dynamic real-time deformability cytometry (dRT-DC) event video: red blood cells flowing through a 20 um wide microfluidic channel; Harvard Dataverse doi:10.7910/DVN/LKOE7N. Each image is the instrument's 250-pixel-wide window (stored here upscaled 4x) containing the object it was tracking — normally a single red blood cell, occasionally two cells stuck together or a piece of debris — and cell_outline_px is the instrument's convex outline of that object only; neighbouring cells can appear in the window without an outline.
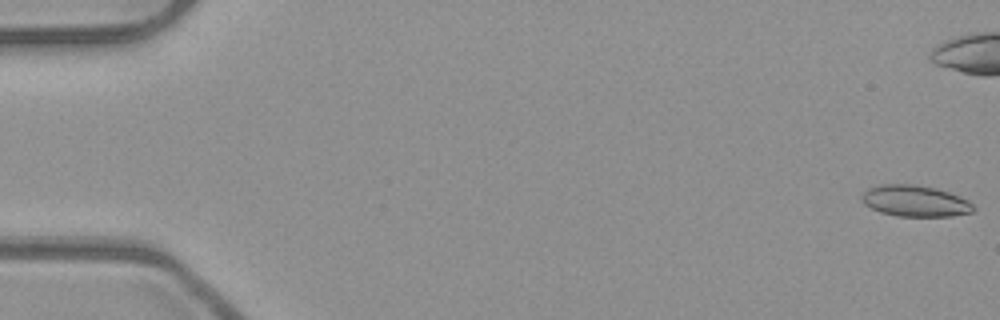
{"species": "common noctule bat (a hibernating species)", "species_latin": "Nyctalus noctula", "temperature_condition": "room temperature", "stored_images_in_passage": 54, "camera_frame_rate_fps": 3000, "um_per_image_px": 0.085, "animal": {"sex": "male", "body_mass_g": 23.1, "forearm_length_mm": 52.7}, "frame": {"image": 1, "passage_image": 1, "time_ms": 0.0, "image_size_px": [1000, 320], "cell_outline_px": [[976, 208], [972, 212], [952, 216], [896, 216], [880, 212], [864, 204], [860, 200], [864, 192], [868, 188], [884, 184], [912, 184], [936, 188], [960, 196], [968, 200]], "centroid_in_image_um": [77.79, 17.08], "position_along_channel_um": 7.2, "area_um2": 20.35}}
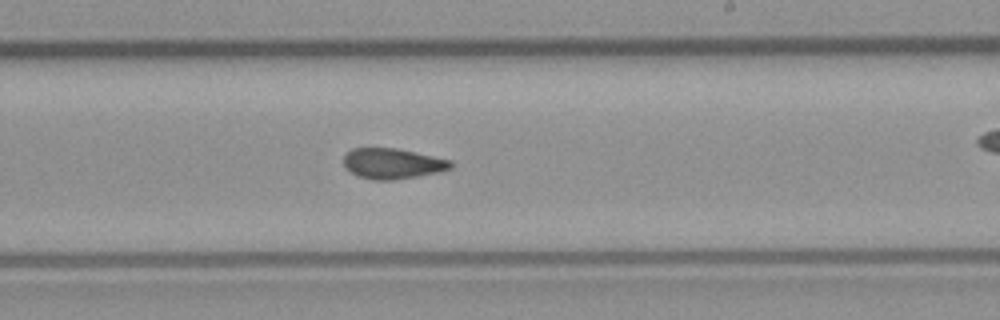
{"frame": {"image": 2, "passage_image": 32, "time_ms": 10.333, "image_size_px": [1000, 320], "cell_outline_px": [[452, 168], [436, 172], [416, 176], [392, 180], [372, 180], [360, 176], [352, 172], [344, 164], [344, 156], [352, 148], [396, 148], [452, 160]], "centroid_in_image_um": [33.37, 13.89], "position_along_channel_um": 255.6, "area_um2": 18.73}}
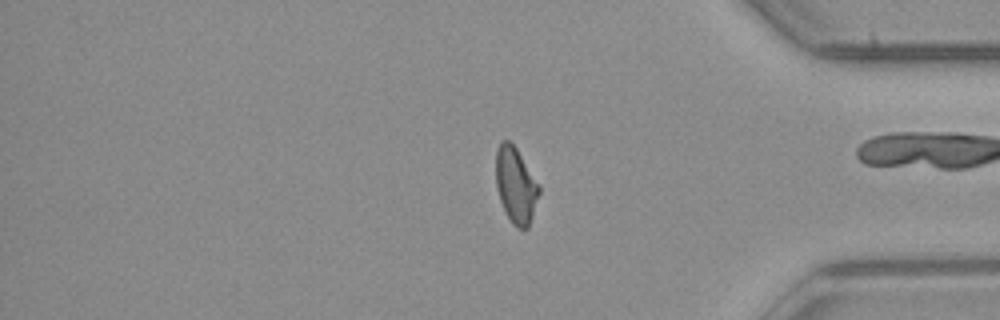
{"frame": {"image": 3, "passage_image": 44, "time_ms": 14.333, "image_size_px": [1000, 320], "cell_outline_px": [[540, 192], [528, 228], [516, 228], [512, 224], [500, 200], [496, 188], [496, 148], [500, 140], [508, 140], [516, 148], [540, 184]], "centroid_in_image_um": [43.84, 15.72], "position_along_channel_um": 391.4, "area_um2": 19.13}, "authors_computed_cell_mechanics": {"area_um2": 19.4208, "velocity_mm_per_s": 3.9488, "shape_relaxation_time_tau1_ms": null, "shape_relaxation_time_tau2_ms": 3.5452, "deformation_change_tau1": null, "deformation_change_tau2": 0.0914}}